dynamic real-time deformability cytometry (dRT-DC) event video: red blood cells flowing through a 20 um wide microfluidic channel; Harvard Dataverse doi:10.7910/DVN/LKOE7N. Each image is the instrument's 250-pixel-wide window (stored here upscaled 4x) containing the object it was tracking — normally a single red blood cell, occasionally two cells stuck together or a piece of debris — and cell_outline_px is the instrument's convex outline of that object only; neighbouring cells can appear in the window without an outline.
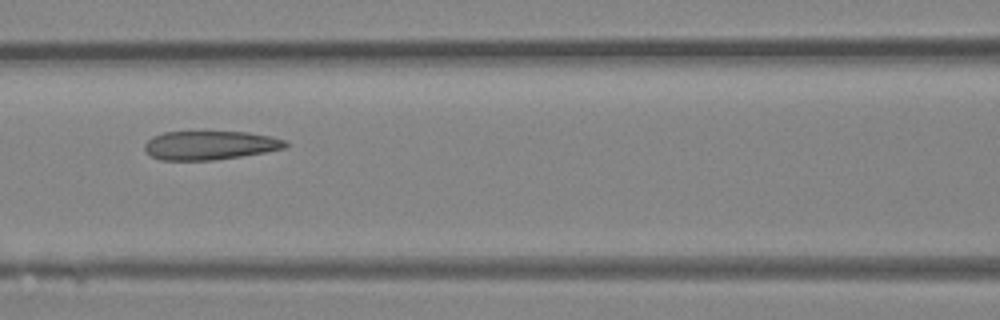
{"species": "Egyptian fruit bat (a non-hibernating species)", "species_latin": "Rousettus aegyptiacus", "temperature_condition": "room temperature", "stored_images_in_passage": 7, "camera_frame_rate_fps": 3000, "um_per_image_px": 0.085, "animal": {"sex": "female"}, "frame": {"image": 1, "passage_image": 6, "time_ms": 1.667, "image_size_px": [1000, 320], "cell_outline_px": [[288, 144], [284, 148], [264, 152], [240, 156], [212, 160], [160, 160], [152, 156], [144, 148], [144, 144], [152, 136], [164, 132], [248, 132], [288, 140]], "centroid_in_image_um": [17.84, 12.34], "position_along_channel_um": 148.8, "area_um2": 23.47}}
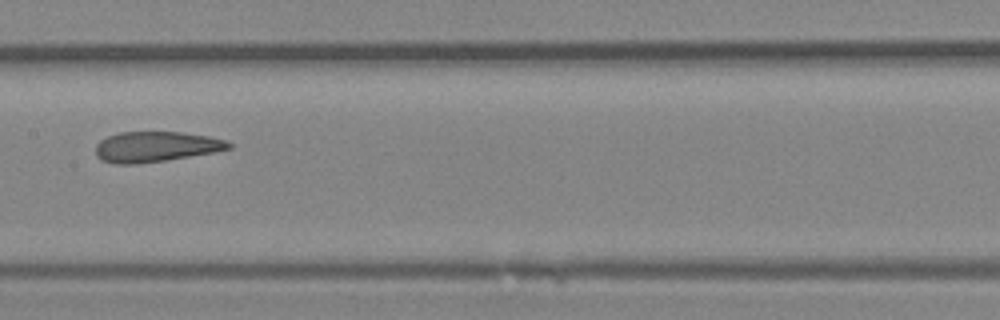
{"frame": {"image": 2, "passage_image": 7, "time_ms": 2.0, "image_size_px": [1000, 320], "cell_outline_px": [[232, 148], [216, 152], [164, 160], [136, 164], [112, 164], [100, 160], [96, 156], [96, 144], [100, 140], [108, 136], [120, 132], [184, 132], [208, 136], [228, 140], [232, 144]], "centroid_in_image_um": [13.25, 12.47], "position_along_channel_um": 194.2, "area_um2": 23.76}}